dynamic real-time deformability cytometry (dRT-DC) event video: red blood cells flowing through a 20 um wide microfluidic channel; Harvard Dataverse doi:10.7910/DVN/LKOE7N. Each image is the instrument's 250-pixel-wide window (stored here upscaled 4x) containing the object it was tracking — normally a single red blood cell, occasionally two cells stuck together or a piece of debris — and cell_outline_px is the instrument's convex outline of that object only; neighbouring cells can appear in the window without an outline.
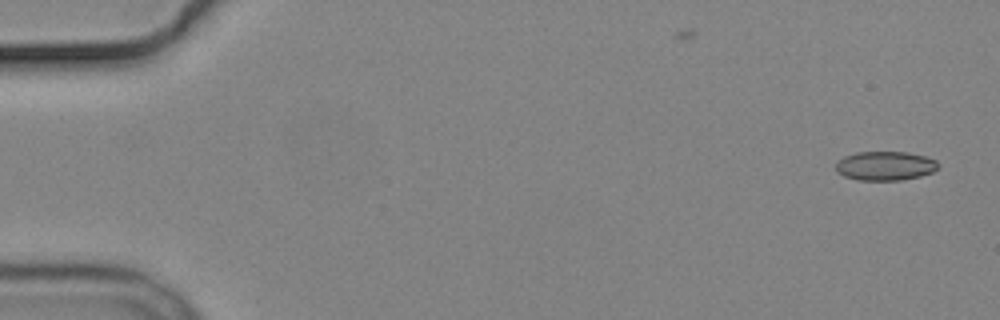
{"species": "common noctule bat (a hibernating species)", "species_latin": "Nyctalus noctula", "temperature_condition": "cold", "stored_images_in_passage": 6, "camera_frame_rate_fps": 3000, "um_per_image_px": 0.085, "animal": {"sex": "male", "body_mass_g": 19.2, "forearm_length_mm": 51.8}, "frame": {"image": 1, "passage_image": 1, "time_ms": 0.0, "image_size_px": [1000, 320], "cell_outline_px": [[940, 164], [932, 172], [920, 176], [900, 180], [856, 180], [844, 176], [836, 172], [836, 164], [844, 156], [856, 152], [908, 152], [924, 156], [936, 160]], "centroid_in_image_um": [75.23, 14.1], "position_along_channel_um": 9.8, "area_um2": 17.34}}
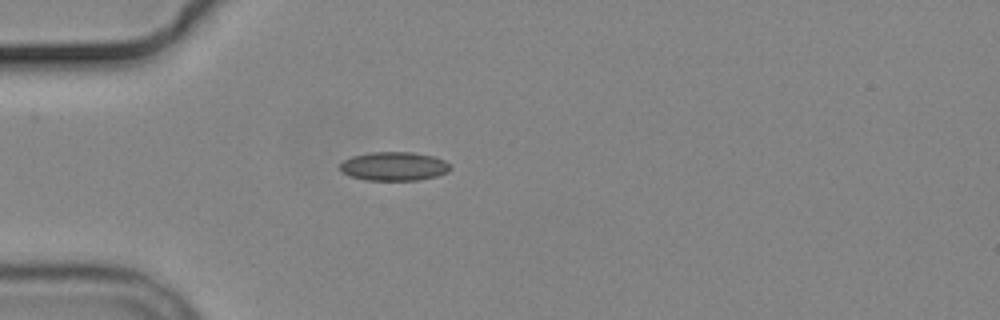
{"frame": {"image": 2, "passage_image": 5, "time_ms": 4.667, "image_size_px": [1000, 320], "cell_outline_px": [[452, 168], [448, 172], [436, 176], [416, 180], [364, 180], [348, 176], [340, 172], [340, 164], [344, 160], [352, 156], [372, 152], [412, 152], [432, 156], [444, 160], [452, 164]], "centroid_in_image_um": [33.48, 14.14], "position_along_channel_um": 51.5, "area_um2": 18.67}}